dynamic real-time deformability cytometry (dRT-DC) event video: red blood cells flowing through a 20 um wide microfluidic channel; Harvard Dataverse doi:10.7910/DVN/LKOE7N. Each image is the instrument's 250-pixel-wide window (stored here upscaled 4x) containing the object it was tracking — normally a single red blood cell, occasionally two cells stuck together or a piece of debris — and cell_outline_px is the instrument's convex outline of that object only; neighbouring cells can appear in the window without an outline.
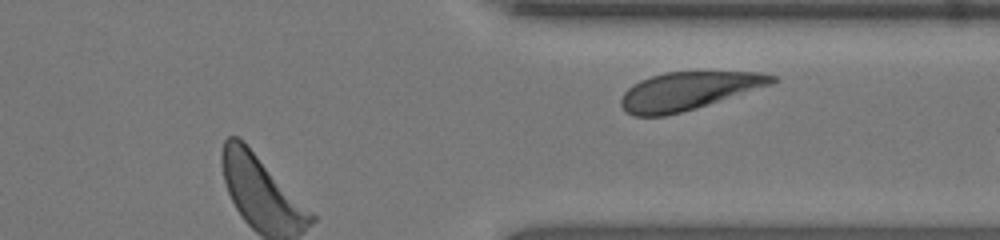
{"species": "human", "species_latin": "Homo sapiens", "temperature_condition": "room temperature", "stored_images_in_passage": 27, "segment_of_instrument_passage": [2, 2], "camera_frame_rate_fps": 3000, "um_per_image_px": 0.085, "donor": {"sex": "female"}, "frame": {"image": 1, "passage_image": 27, "time_ms": 8.667, "image_size_px": [1000, 240], "cell_outline_px": [[780, 80], [772, 84], [696, 108], [664, 116], [632, 116], [620, 104], [620, 100], [624, 92], [632, 84], [640, 80], [664, 72], [760, 72], [776, 76]], "centroid_in_image_um": [58.5, 7.72], "position_along_channel_um": 352.9, "area_um2": 33.18}}